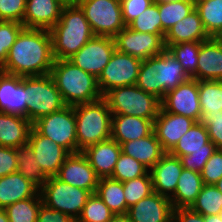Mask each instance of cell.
Here are the masks:
<instances>
[{
  "label": "cell",
  "instance_id": "cell-1",
  "mask_svg": "<svg viewBox=\"0 0 222 222\" xmlns=\"http://www.w3.org/2000/svg\"><path fill=\"white\" fill-rule=\"evenodd\" d=\"M54 60L49 30L23 28L0 71L22 77L47 75Z\"/></svg>",
  "mask_w": 222,
  "mask_h": 222
},
{
  "label": "cell",
  "instance_id": "cell-2",
  "mask_svg": "<svg viewBox=\"0 0 222 222\" xmlns=\"http://www.w3.org/2000/svg\"><path fill=\"white\" fill-rule=\"evenodd\" d=\"M55 60L70 58L93 36L83 10L77 3H66L59 21L49 30Z\"/></svg>",
  "mask_w": 222,
  "mask_h": 222
},
{
  "label": "cell",
  "instance_id": "cell-3",
  "mask_svg": "<svg viewBox=\"0 0 222 222\" xmlns=\"http://www.w3.org/2000/svg\"><path fill=\"white\" fill-rule=\"evenodd\" d=\"M50 75L66 105L91 103L103 97L98 88L97 78L68 59L54 60Z\"/></svg>",
  "mask_w": 222,
  "mask_h": 222
},
{
  "label": "cell",
  "instance_id": "cell-4",
  "mask_svg": "<svg viewBox=\"0 0 222 222\" xmlns=\"http://www.w3.org/2000/svg\"><path fill=\"white\" fill-rule=\"evenodd\" d=\"M78 152L111 138L112 113L107 101L101 99L74 106Z\"/></svg>",
  "mask_w": 222,
  "mask_h": 222
},
{
  "label": "cell",
  "instance_id": "cell-5",
  "mask_svg": "<svg viewBox=\"0 0 222 222\" xmlns=\"http://www.w3.org/2000/svg\"><path fill=\"white\" fill-rule=\"evenodd\" d=\"M103 98L112 114L130 115L154 121L161 108V100L137 85L116 87Z\"/></svg>",
  "mask_w": 222,
  "mask_h": 222
},
{
  "label": "cell",
  "instance_id": "cell-6",
  "mask_svg": "<svg viewBox=\"0 0 222 222\" xmlns=\"http://www.w3.org/2000/svg\"><path fill=\"white\" fill-rule=\"evenodd\" d=\"M27 119L33 124L39 118L66 106L50 74L24 76Z\"/></svg>",
  "mask_w": 222,
  "mask_h": 222
},
{
  "label": "cell",
  "instance_id": "cell-7",
  "mask_svg": "<svg viewBox=\"0 0 222 222\" xmlns=\"http://www.w3.org/2000/svg\"><path fill=\"white\" fill-rule=\"evenodd\" d=\"M216 150V145L209 139L208 130L198 121L169 153L181 159L184 169L200 173Z\"/></svg>",
  "mask_w": 222,
  "mask_h": 222
},
{
  "label": "cell",
  "instance_id": "cell-8",
  "mask_svg": "<svg viewBox=\"0 0 222 222\" xmlns=\"http://www.w3.org/2000/svg\"><path fill=\"white\" fill-rule=\"evenodd\" d=\"M39 192L43 204L67 214L75 221L81 215L83 207L91 195L88 190L71 186L56 176L48 177Z\"/></svg>",
  "mask_w": 222,
  "mask_h": 222
},
{
  "label": "cell",
  "instance_id": "cell-9",
  "mask_svg": "<svg viewBox=\"0 0 222 222\" xmlns=\"http://www.w3.org/2000/svg\"><path fill=\"white\" fill-rule=\"evenodd\" d=\"M94 36L114 37L126 27L120 0H78Z\"/></svg>",
  "mask_w": 222,
  "mask_h": 222
},
{
  "label": "cell",
  "instance_id": "cell-10",
  "mask_svg": "<svg viewBox=\"0 0 222 222\" xmlns=\"http://www.w3.org/2000/svg\"><path fill=\"white\" fill-rule=\"evenodd\" d=\"M33 128L69 153L78 152L74 106L66 105L56 112L39 118L33 123Z\"/></svg>",
  "mask_w": 222,
  "mask_h": 222
},
{
  "label": "cell",
  "instance_id": "cell-11",
  "mask_svg": "<svg viewBox=\"0 0 222 222\" xmlns=\"http://www.w3.org/2000/svg\"><path fill=\"white\" fill-rule=\"evenodd\" d=\"M142 60L115 49L97 78L102 96L116 87L136 85Z\"/></svg>",
  "mask_w": 222,
  "mask_h": 222
},
{
  "label": "cell",
  "instance_id": "cell-12",
  "mask_svg": "<svg viewBox=\"0 0 222 222\" xmlns=\"http://www.w3.org/2000/svg\"><path fill=\"white\" fill-rule=\"evenodd\" d=\"M115 49V42L112 37L93 36L68 60L98 78L104 67L109 63Z\"/></svg>",
  "mask_w": 222,
  "mask_h": 222
},
{
  "label": "cell",
  "instance_id": "cell-13",
  "mask_svg": "<svg viewBox=\"0 0 222 222\" xmlns=\"http://www.w3.org/2000/svg\"><path fill=\"white\" fill-rule=\"evenodd\" d=\"M116 50L141 60L162 53L166 47L163 35L141 33L126 26L114 37Z\"/></svg>",
  "mask_w": 222,
  "mask_h": 222
},
{
  "label": "cell",
  "instance_id": "cell-14",
  "mask_svg": "<svg viewBox=\"0 0 222 222\" xmlns=\"http://www.w3.org/2000/svg\"><path fill=\"white\" fill-rule=\"evenodd\" d=\"M161 108L166 112L183 115L196 122L200 121L202 113L198 80L190 78L176 88L169 90L161 100Z\"/></svg>",
  "mask_w": 222,
  "mask_h": 222
},
{
  "label": "cell",
  "instance_id": "cell-15",
  "mask_svg": "<svg viewBox=\"0 0 222 222\" xmlns=\"http://www.w3.org/2000/svg\"><path fill=\"white\" fill-rule=\"evenodd\" d=\"M56 177L71 186L96 192L99 177L82 152L70 153L64 160Z\"/></svg>",
  "mask_w": 222,
  "mask_h": 222
},
{
  "label": "cell",
  "instance_id": "cell-16",
  "mask_svg": "<svg viewBox=\"0 0 222 222\" xmlns=\"http://www.w3.org/2000/svg\"><path fill=\"white\" fill-rule=\"evenodd\" d=\"M43 173L47 177L56 176L65 158L70 154L65 148L39 134L32 128L27 143Z\"/></svg>",
  "mask_w": 222,
  "mask_h": 222
},
{
  "label": "cell",
  "instance_id": "cell-17",
  "mask_svg": "<svg viewBox=\"0 0 222 222\" xmlns=\"http://www.w3.org/2000/svg\"><path fill=\"white\" fill-rule=\"evenodd\" d=\"M196 121L183 115L169 113L160 108L154 120V132L165 152H170L180 138Z\"/></svg>",
  "mask_w": 222,
  "mask_h": 222
},
{
  "label": "cell",
  "instance_id": "cell-18",
  "mask_svg": "<svg viewBox=\"0 0 222 222\" xmlns=\"http://www.w3.org/2000/svg\"><path fill=\"white\" fill-rule=\"evenodd\" d=\"M172 212L171 200L153 192L129 207L127 215L132 222H172Z\"/></svg>",
  "mask_w": 222,
  "mask_h": 222
},
{
  "label": "cell",
  "instance_id": "cell-19",
  "mask_svg": "<svg viewBox=\"0 0 222 222\" xmlns=\"http://www.w3.org/2000/svg\"><path fill=\"white\" fill-rule=\"evenodd\" d=\"M182 170L181 159L166 152L149 170L153 191L170 199L176 191L177 182Z\"/></svg>",
  "mask_w": 222,
  "mask_h": 222
},
{
  "label": "cell",
  "instance_id": "cell-20",
  "mask_svg": "<svg viewBox=\"0 0 222 222\" xmlns=\"http://www.w3.org/2000/svg\"><path fill=\"white\" fill-rule=\"evenodd\" d=\"M63 0H26L24 28L50 30L60 19Z\"/></svg>",
  "mask_w": 222,
  "mask_h": 222
},
{
  "label": "cell",
  "instance_id": "cell-21",
  "mask_svg": "<svg viewBox=\"0 0 222 222\" xmlns=\"http://www.w3.org/2000/svg\"><path fill=\"white\" fill-rule=\"evenodd\" d=\"M0 112L27 118L24 76L0 71Z\"/></svg>",
  "mask_w": 222,
  "mask_h": 222
},
{
  "label": "cell",
  "instance_id": "cell-22",
  "mask_svg": "<svg viewBox=\"0 0 222 222\" xmlns=\"http://www.w3.org/2000/svg\"><path fill=\"white\" fill-rule=\"evenodd\" d=\"M99 178L112 176L115 165L122 152L121 145L109 138L92 144L81 151Z\"/></svg>",
  "mask_w": 222,
  "mask_h": 222
},
{
  "label": "cell",
  "instance_id": "cell-23",
  "mask_svg": "<svg viewBox=\"0 0 222 222\" xmlns=\"http://www.w3.org/2000/svg\"><path fill=\"white\" fill-rule=\"evenodd\" d=\"M154 121L141 117L112 114L111 138L119 145L151 135Z\"/></svg>",
  "mask_w": 222,
  "mask_h": 222
},
{
  "label": "cell",
  "instance_id": "cell-24",
  "mask_svg": "<svg viewBox=\"0 0 222 222\" xmlns=\"http://www.w3.org/2000/svg\"><path fill=\"white\" fill-rule=\"evenodd\" d=\"M197 80L222 81V42L214 38L200 42Z\"/></svg>",
  "mask_w": 222,
  "mask_h": 222
},
{
  "label": "cell",
  "instance_id": "cell-25",
  "mask_svg": "<svg viewBox=\"0 0 222 222\" xmlns=\"http://www.w3.org/2000/svg\"><path fill=\"white\" fill-rule=\"evenodd\" d=\"M211 37L207 34L196 9L178 21L165 34V47L181 42H203Z\"/></svg>",
  "mask_w": 222,
  "mask_h": 222
},
{
  "label": "cell",
  "instance_id": "cell-26",
  "mask_svg": "<svg viewBox=\"0 0 222 222\" xmlns=\"http://www.w3.org/2000/svg\"><path fill=\"white\" fill-rule=\"evenodd\" d=\"M32 128L33 124L26 117L0 112V146L26 145Z\"/></svg>",
  "mask_w": 222,
  "mask_h": 222
},
{
  "label": "cell",
  "instance_id": "cell-27",
  "mask_svg": "<svg viewBox=\"0 0 222 222\" xmlns=\"http://www.w3.org/2000/svg\"><path fill=\"white\" fill-rule=\"evenodd\" d=\"M124 154L133 157L150 170L166 153L155 132L151 135L121 144Z\"/></svg>",
  "mask_w": 222,
  "mask_h": 222
},
{
  "label": "cell",
  "instance_id": "cell-28",
  "mask_svg": "<svg viewBox=\"0 0 222 222\" xmlns=\"http://www.w3.org/2000/svg\"><path fill=\"white\" fill-rule=\"evenodd\" d=\"M39 189L20 172L0 178V208L33 197Z\"/></svg>",
  "mask_w": 222,
  "mask_h": 222
},
{
  "label": "cell",
  "instance_id": "cell-29",
  "mask_svg": "<svg viewBox=\"0 0 222 222\" xmlns=\"http://www.w3.org/2000/svg\"><path fill=\"white\" fill-rule=\"evenodd\" d=\"M160 100L165 94L190 79L180 62L165 49L158 55Z\"/></svg>",
  "mask_w": 222,
  "mask_h": 222
},
{
  "label": "cell",
  "instance_id": "cell-30",
  "mask_svg": "<svg viewBox=\"0 0 222 222\" xmlns=\"http://www.w3.org/2000/svg\"><path fill=\"white\" fill-rule=\"evenodd\" d=\"M203 185L201 173L183 168L177 182L176 191L170 198L173 209L190 207L201 192Z\"/></svg>",
  "mask_w": 222,
  "mask_h": 222
},
{
  "label": "cell",
  "instance_id": "cell-31",
  "mask_svg": "<svg viewBox=\"0 0 222 222\" xmlns=\"http://www.w3.org/2000/svg\"><path fill=\"white\" fill-rule=\"evenodd\" d=\"M114 214L127 213L128 207L124 197L123 182L112 178H100L96 192Z\"/></svg>",
  "mask_w": 222,
  "mask_h": 222
},
{
  "label": "cell",
  "instance_id": "cell-32",
  "mask_svg": "<svg viewBox=\"0 0 222 222\" xmlns=\"http://www.w3.org/2000/svg\"><path fill=\"white\" fill-rule=\"evenodd\" d=\"M18 162L17 171L27 180L32 182L38 189L47 181L48 177L43 173L28 144L16 148Z\"/></svg>",
  "mask_w": 222,
  "mask_h": 222
},
{
  "label": "cell",
  "instance_id": "cell-33",
  "mask_svg": "<svg viewBox=\"0 0 222 222\" xmlns=\"http://www.w3.org/2000/svg\"><path fill=\"white\" fill-rule=\"evenodd\" d=\"M195 9V0H179L170 3H158L160 20L162 22V35L173 27L178 21L185 18Z\"/></svg>",
  "mask_w": 222,
  "mask_h": 222
},
{
  "label": "cell",
  "instance_id": "cell-34",
  "mask_svg": "<svg viewBox=\"0 0 222 222\" xmlns=\"http://www.w3.org/2000/svg\"><path fill=\"white\" fill-rule=\"evenodd\" d=\"M166 49L177 59L187 75L197 80V60L200 50V42H181L168 45Z\"/></svg>",
  "mask_w": 222,
  "mask_h": 222
},
{
  "label": "cell",
  "instance_id": "cell-35",
  "mask_svg": "<svg viewBox=\"0 0 222 222\" xmlns=\"http://www.w3.org/2000/svg\"><path fill=\"white\" fill-rule=\"evenodd\" d=\"M198 92L202 116L222 110V81H198Z\"/></svg>",
  "mask_w": 222,
  "mask_h": 222
},
{
  "label": "cell",
  "instance_id": "cell-36",
  "mask_svg": "<svg viewBox=\"0 0 222 222\" xmlns=\"http://www.w3.org/2000/svg\"><path fill=\"white\" fill-rule=\"evenodd\" d=\"M203 26L210 37L222 27V0H195Z\"/></svg>",
  "mask_w": 222,
  "mask_h": 222
},
{
  "label": "cell",
  "instance_id": "cell-37",
  "mask_svg": "<svg viewBox=\"0 0 222 222\" xmlns=\"http://www.w3.org/2000/svg\"><path fill=\"white\" fill-rule=\"evenodd\" d=\"M38 191L33 197L8 205L5 210L9 222H37L38 212L42 204Z\"/></svg>",
  "mask_w": 222,
  "mask_h": 222
},
{
  "label": "cell",
  "instance_id": "cell-38",
  "mask_svg": "<svg viewBox=\"0 0 222 222\" xmlns=\"http://www.w3.org/2000/svg\"><path fill=\"white\" fill-rule=\"evenodd\" d=\"M190 208L204 216L217 215L222 211V193L215 185H203Z\"/></svg>",
  "mask_w": 222,
  "mask_h": 222
},
{
  "label": "cell",
  "instance_id": "cell-39",
  "mask_svg": "<svg viewBox=\"0 0 222 222\" xmlns=\"http://www.w3.org/2000/svg\"><path fill=\"white\" fill-rule=\"evenodd\" d=\"M136 85L160 99L158 55L142 60Z\"/></svg>",
  "mask_w": 222,
  "mask_h": 222
},
{
  "label": "cell",
  "instance_id": "cell-40",
  "mask_svg": "<svg viewBox=\"0 0 222 222\" xmlns=\"http://www.w3.org/2000/svg\"><path fill=\"white\" fill-rule=\"evenodd\" d=\"M123 188L126 205L129 208L154 192L150 171L141 177L124 181Z\"/></svg>",
  "mask_w": 222,
  "mask_h": 222
},
{
  "label": "cell",
  "instance_id": "cell-41",
  "mask_svg": "<svg viewBox=\"0 0 222 222\" xmlns=\"http://www.w3.org/2000/svg\"><path fill=\"white\" fill-rule=\"evenodd\" d=\"M127 26L137 32L162 35V22L160 20L158 3L154 2Z\"/></svg>",
  "mask_w": 222,
  "mask_h": 222
},
{
  "label": "cell",
  "instance_id": "cell-42",
  "mask_svg": "<svg viewBox=\"0 0 222 222\" xmlns=\"http://www.w3.org/2000/svg\"><path fill=\"white\" fill-rule=\"evenodd\" d=\"M148 171L142 163L121 152L110 178L124 182L141 177Z\"/></svg>",
  "mask_w": 222,
  "mask_h": 222
},
{
  "label": "cell",
  "instance_id": "cell-43",
  "mask_svg": "<svg viewBox=\"0 0 222 222\" xmlns=\"http://www.w3.org/2000/svg\"><path fill=\"white\" fill-rule=\"evenodd\" d=\"M113 215L102 199L96 193H92L76 222H108Z\"/></svg>",
  "mask_w": 222,
  "mask_h": 222
},
{
  "label": "cell",
  "instance_id": "cell-44",
  "mask_svg": "<svg viewBox=\"0 0 222 222\" xmlns=\"http://www.w3.org/2000/svg\"><path fill=\"white\" fill-rule=\"evenodd\" d=\"M23 28L22 23L0 21V67L5 63L11 46Z\"/></svg>",
  "mask_w": 222,
  "mask_h": 222
},
{
  "label": "cell",
  "instance_id": "cell-45",
  "mask_svg": "<svg viewBox=\"0 0 222 222\" xmlns=\"http://www.w3.org/2000/svg\"><path fill=\"white\" fill-rule=\"evenodd\" d=\"M201 177L203 184L214 185L222 177V150L217 149L206 162L202 169Z\"/></svg>",
  "mask_w": 222,
  "mask_h": 222
},
{
  "label": "cell",
  "instance_id": "cell-46",
  "mask_svg": "<svg viewBox=\"0 0 222 222\" xmlns=\"http://www.w3.org/2000/svg\"><path fill=\"white\" fill-rule=\"evenodd\" d=\"M26 0H0V21L23 24Z\"/></svg>",
  "mask_w": 222,
  "mask_h": 222
},
{
  "label": "cell",
  "instance_id": "cell-47",
  "mask_svg": "<svg viewBox=\"0 0 222 222\" xmlns=\"http://www.w3.org/2000/svg\"><path fill=\"white\" fill-rule=\"evenodd\" d=\"M200 122L208 130L209 139L216 145L217 149H222V110L204 114Z\"/></svg>",
  "mask_w": 222,
  "mask_h": 222
},
{
  "label": "cell",
  "instance_id": "cell-48",
  "mask_svg": "<svg viewBox=\"0 0 222 222\" xmlns=\"http://www.w3.org/2000/svg\"><path fill=\"white\" fill-rule=\"evenodd\" d=\"M122 16L126 26L149 8L154 0H120Z\"/></svg>",
  "mask_w": 222,
  "mask_h": 222
},
{
  "label": "cell",
  "instance_id": "cell-49",
  "mask_svg": "<svg viewBox=\"0 0 222 222\" xmlns=\"http://www.w3.org/2000/svg\"><path fill=\"white\" fill-rule=\"evenodd\" d=\"M16 148L0 146V178L17 172Z\"/></svg>",
  "mask_w": 222,
  "mask_h": 222
},
{
  "label": "cell",
  "instance_id": "cell-50",
  "mask_svg": "<svg viewBox=\"0 0 222 222\" xmlns=\"http://www.w3.org/2000/svg\"><path fill=\"white\" fill-rule=\"evenodd\" d=\"M172 222H209V215L204 216L190 207L173 209Z\"/></svg>",
  "mask_w": 222,
  "mask_h": 222
},
{
  "label": "cell",
  "instance_id": "cell-51",
  "mask_svg": "<svg viewBox=\"0 0 222 222\" xmlns=\"http://www.w3.org/2000/svg\"><path fill=\"white\" fill-rule=\"evenodd\" d=\"M37 222H76L72 217L68 216L61 211L54 210L41 204V207L38 212Z\"/></svg>",
  "mask_w": 222,
  "mask_h": 222
},
{
  "label": "cell",
  "instance_id": "cell-52",
  "mask_svg": "<svg viewBox=\"0 0 222 222\" xmlns=\"http://www.w3.org/2000/svg\"><path fill=\"white\" fill-rule=\"evenodd\" d=\"M108 222H132L127 215V213L124 214H114L113 217Z\"/></svg>",
  "mask_w": 222,
  "mask_h": 222
},
{
  "label": "cell",
  "instance_id": "cell-53",
  "mask_svg": "<svg viewBox=\"0 0 222 222\" xmlns=\"http://www.w3.org/2000/svg\"><path fill=\"white\" fill-rule=\"evenodd\" d=\"M0 222H9L8 215L4 208H0Z\"/></svg>",
  "mask_w": 222,
  "mask_h": 222
},
{
  "label": "cell",
  "instance_id": "cell-54",
  "mask_svg": "<svg viewBox=\"0 0 222 222\" xmlns=\"http://www.w3.org/2000/svg\"><path fill=\"white\" fill-rule=\"evenodd\" d=\"M209 222H222V218L217 215H209Z\"/></svg>",
  "mask_w": 222,
  "mask_h": 222
},
{
  "label": "cell",
  "instance_id": "cell-55",
  "mask_svg": "<svg viewBox=\"0 0 222 222\" xmlns=\"http://www.w3.org/2000/svg\"><path fill=\"white\" fill-rule=\"evenodd\" d=\"M212 38L222 42V27Z\"/></svg>",
  "mask_w": 222,
  "mask_h": 222
},
{
  "label": "cell",
  "instance_id": "cell-56",
  "mask_svg": "<svg viewBox=\"0 0 222 222\" xmlns=\"http://www.w3.org/2000/svg\"><path fill=\"white\" fill-rule=\"evenodd\" d=\"M216 186V188L222 193V177L220 178V180L214 184Z\"/></svg>",
  "mask_w": 222,
  "mask_h": 222
},
{
  "label": "cell",
  "instance_id": "cell-57",
  "mask_svg": "<svg viewBox=\"0 0 222 222\" xmlns=\"http://www.w3.org/2000/svg\"><path fill=\"white\" fill-rule=\"evenodd\" d=\"M179 0H154L155 3H170Z\"/></svg>",
  "mask_w": 222,
  "mask_h": 222
},
{
  "label": "cell",
  "instance_id": "cell-58",
  "mask_svg": "<svg viewBox=\"0 0 222 222\" xmlns=\"http://www.w3.org/2000/svg\"><path fill=\"white\" fill-rule=\"evenodd\" d=\"M65 3H76L78 0H63Z\"/></svg>",
  "mask_w": 222,
  "mask_h": 222
},
{
  "label": "cell",
  "instance_id": "cell-59",
  "mask_svg": "<svg viewBox=\"0 0 222 222\" xmlns=\"http://www.w3.org/2000/svg\"><path fill=\"white\" fill-rule=\"evenodd\" d=\"M219 217L222 218V211L219 213Z\"/></svg>",
  "mask_w": 222,
  "mask_h": 222
}]
</instances>
